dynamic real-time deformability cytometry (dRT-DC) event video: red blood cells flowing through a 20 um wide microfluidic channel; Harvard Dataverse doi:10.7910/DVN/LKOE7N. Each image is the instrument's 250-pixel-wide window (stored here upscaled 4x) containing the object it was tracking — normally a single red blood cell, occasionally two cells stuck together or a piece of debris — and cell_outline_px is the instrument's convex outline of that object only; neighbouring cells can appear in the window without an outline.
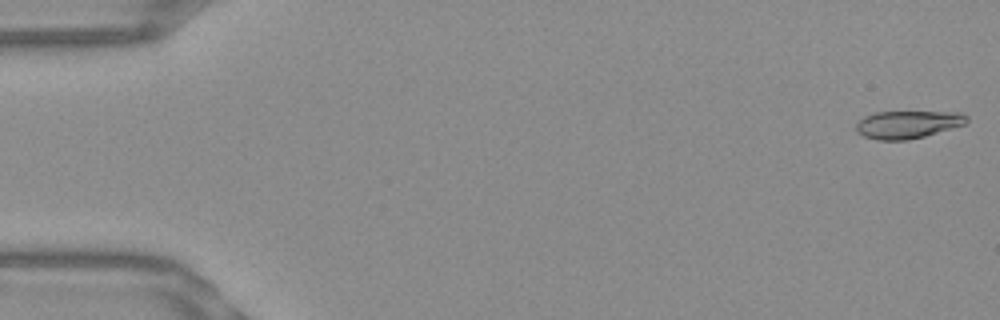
{"species": "Egyptian fruit bat (a non-hibernating species)", "species_latin": "Rousettus aegyptiacus", "temperature_condition": "warm", "stored_images_in_passage": 46, "camera_frame_rate_fps": 3000, "um_per_image_px": 0.085, "frame": {"image": 1, "passage_image": 1, "time_ms": 0.0, "image_size_px": [1000, 320], "cell_outline_px": [[968, 120], [964, 124], [924, 136], [908, 140], [876, 140], [864, 136], [856, 132], [856, 124], [864, 116], [876, 112], [960, 112], [968, 116]], "centroid_in_image_um": [77.13, 10.58], "position_along_channel_um": 7.9, "area_um2": 17.74}}
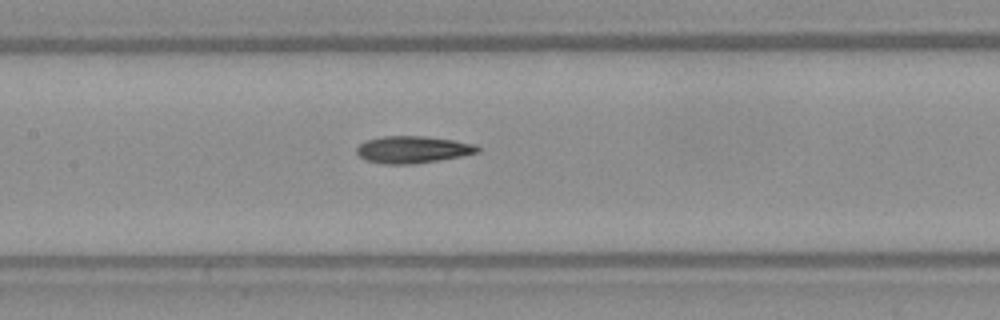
{"frame": {"image": 2, "passage_image": 25, "time_ms": 8.0, "image_size_px": [1000, 320], "cell_outline_px": [[480, 152], [460, 156], [412, 164], [384, 164], [364, 160], [356, 152], [356, 148], [364, 140], [380, 136], [424, 136], [452, 140], [476, 144], [480, 148]], "centroid_in_image_um": [35.04, 12.7], "position_along_channel_um": 172.4, "area_um2": 19.07}}
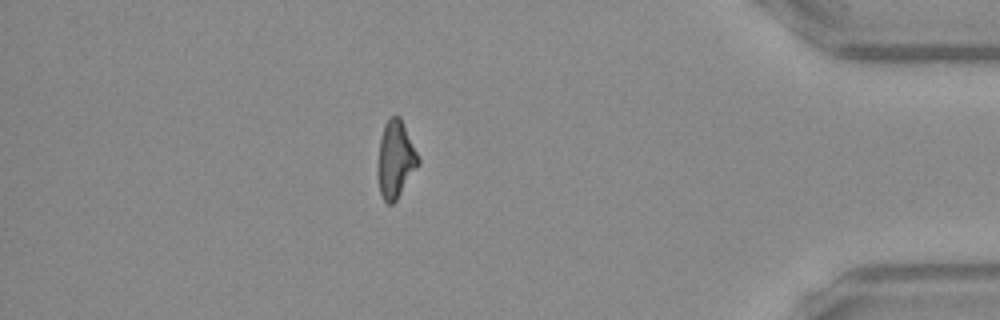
{"frame": {"image": 3, "passage_image": 46, "time_ms": 15.0, "image_size_px": [1000, 320], "cell_outline_px": [[420, 164], [396, 200], [392, 204], [388, 204], [384, 200], [380, 192], [380, 140], [384, 124], [392, 116], [400, 116], [420, 160]], "centroid_in_image_um": [33.67, 13.54], "position_along_channel_um": 401.5, "area_um2": 17.4}, "authors_computed_cell_mechanics": {"area_um2": 18.6116, "velocity_mm_per_s": 3.8611, "shape_relaxation_time_tau1_ms": null, "shape_relaxation_time_tau2_ms": 5.4553, "deformation_change_tau1": null, "deformation_change_tau2": 0.1678}}